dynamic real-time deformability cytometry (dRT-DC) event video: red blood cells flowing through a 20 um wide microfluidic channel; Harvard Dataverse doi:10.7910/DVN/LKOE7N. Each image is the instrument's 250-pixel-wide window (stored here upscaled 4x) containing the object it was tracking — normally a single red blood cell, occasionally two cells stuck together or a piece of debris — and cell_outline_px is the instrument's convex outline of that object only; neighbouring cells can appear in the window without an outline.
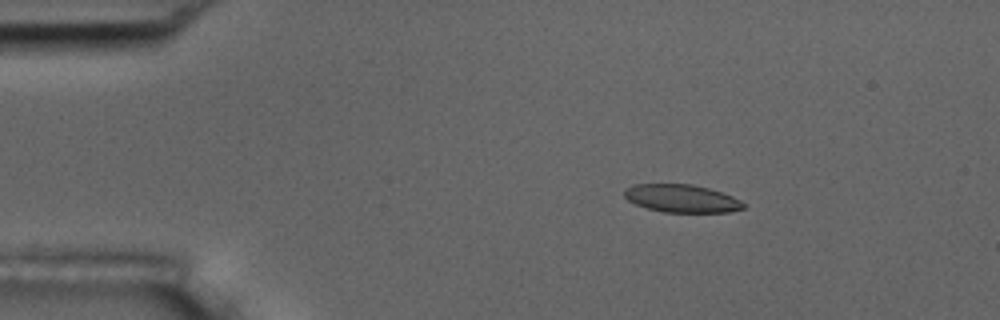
{"species": "common noctule bat (a hibernating species)", "species_latin": "Nyctalus noctula", "temperature_condition": "room temperature", "stored_images_in_passage": 5, "camera_frame_rate_fps": 3000, "um_per_image_px": 0.085, "animal": {"sex": "male", "body_mass_g": 17.5, "forearm_length_mm": 52.3}, "frame": {"image": 1, "passage_image": 3, "time_ms": 2.333, "image_size_px": [1000, 320], "cell_outline_px": [[744, 208], [728, 212], [664, 212], [648, 208], [636, 204], [628, 200], [624, 196], [624, 188], [632, 184], [692, 184], [708, 188], [732, 196], [740, 200], [744, 204]], "centroid_in_image_um": [57.91, 16.86], "position_along_channel_um": 27.1, "area_um2": 19.25}}